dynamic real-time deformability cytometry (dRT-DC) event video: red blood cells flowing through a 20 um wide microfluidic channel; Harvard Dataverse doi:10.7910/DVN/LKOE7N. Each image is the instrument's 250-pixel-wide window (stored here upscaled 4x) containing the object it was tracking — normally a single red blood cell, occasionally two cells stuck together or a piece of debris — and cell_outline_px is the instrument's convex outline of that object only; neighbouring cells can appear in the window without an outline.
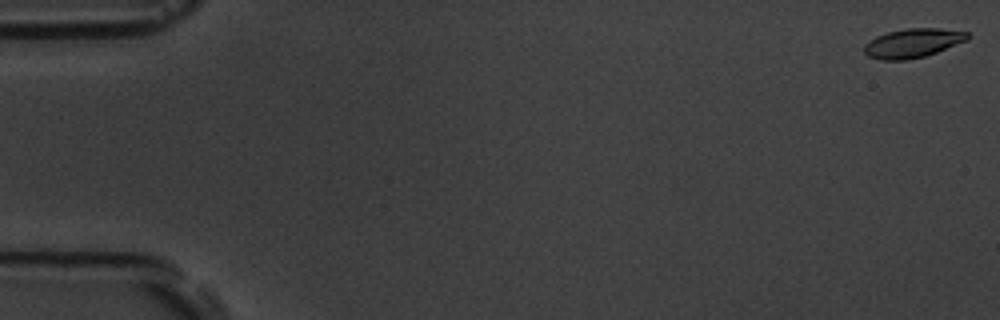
{"species": "common noctule bat (a hibernating species)", "species_latin": "Nyctalus noctula", "temperature_condition": "room temperature", "stored_images_in_passage": 18, "camera_frame_rate_fps": 3000, "um_per_image_px": 0.085, "animal": {"sex": "male", "body_mass_g": 19.5, "forearm_length_mm": 54.6}, "frame": {"image": 1, "passage_image": 1, "time_ms": 0.0, "image_size_px": [1000, 320], "cell_outline_px": [[972, 36], [968, 40], [936, 52], [924, 56], [904, 60], [880, 60], [868, 56], [864, 52], [864, 44], [876, 36], [888, 32], [908, 28], [940, 28], [968, 32]], "centroid_in_image_um": [77.6, 3.66], "position_along_channel_um": 7.4, "area_um2": 17.51}}
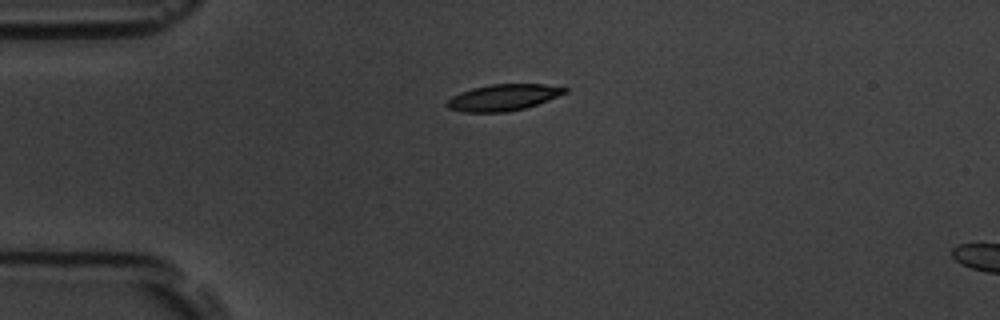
{"frame": {"image": 2, "passage_image": 14, "time_ms": 4.333, "image_size_px": [1000, 320], "cell_outline_px": [[568, 92], [548, 100], [524, 108], [508, 112], [460, 112], [448, 108], [444, 104], [452, 96], [460, 92], [472, 88], [492, 84], [544, 84], [568, 88]], "centroid_in_image_um": [42.75, 8.28], "position_along_channel_um": 42.3, "area_um2": 18.15}}